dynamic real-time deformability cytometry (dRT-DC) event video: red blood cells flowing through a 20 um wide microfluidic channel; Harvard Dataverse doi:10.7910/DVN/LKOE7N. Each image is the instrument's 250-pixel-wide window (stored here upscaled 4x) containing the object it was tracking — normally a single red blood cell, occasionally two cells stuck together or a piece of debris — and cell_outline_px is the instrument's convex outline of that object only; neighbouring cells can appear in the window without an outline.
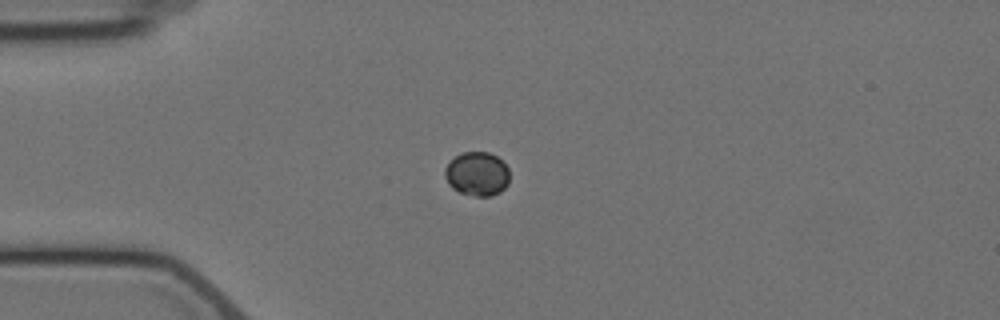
{"species": "Egyptian fruit bat (a non-hibernating species)", "species_latin": "Rousettus aegyptiacus", "temperature_condition": "cold", "stored_images_in_passage": 6, "camera_frame_rate_fps": 3000, "um_per_image_px": 0.085, "animal": {"sex": "female"}, "frame": {"image": 1, "passage_image": 4, "time_ms": 3.333, "image_size_px": [1000, 320], "cell_outline_px": [[508, 184], [500, 192], [492, 196], [472, 196], [460, 192], [452, 188], [448, 184], [444, 176], [444, 168], [456, 156], [464, 152], [488, 152], [496, 156], [508, 168]], "centroid_in_image_um": [40.54, 14.8], "position_along_channel_um": 44.5, "area_um2": 16.53}}
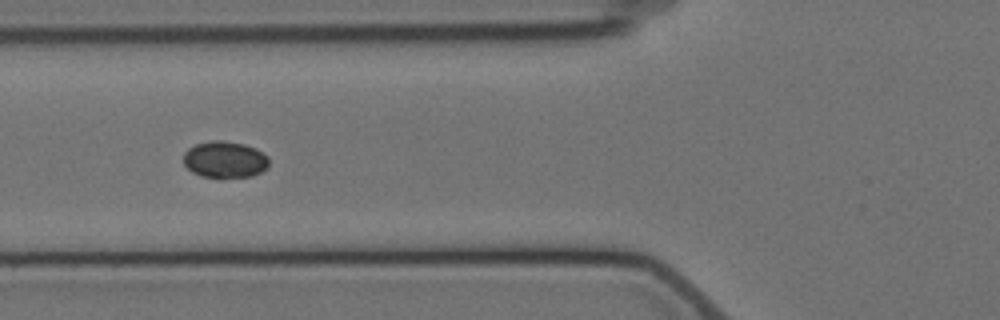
{"frame": {"image": 2, "passage_image": 6, "time_ms": 5.667, "image_size_px": [1000, 320], "cell_outline_px": [[268, 168], [252, 176], [200, 176], [192, 172], [184, 164], [184, 152], [188, 148], [196, 144], [212, 140], [220, 140], [244, 144], [256, 148], [268, 156]], "centroid_in_image_um": [19.11, 13.54], "position_along_channel_um": 106.7, "area_um2": 18.03}}